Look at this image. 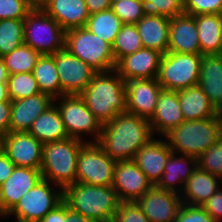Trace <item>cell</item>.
I'll list each match as a JSON object with an SVG mask.
<instances>
[{"label":"cell","mask_w":222,"mask_h":222,"mask_svg":"<svg viewBox=\"0 0 222 222\" xmlns=\"http://www.w3.org/2000/svg\"><path fill=\"white\" fill-rule=\"evenodd\" d=\"M28 133L43 144L69 138L59 109L55 104L35 119Z\"/></svg>","instance_id":"29"},{"label":"cell","mask_w":222,"mask_h":222,"mask_svg":"<svg viewBox=\"0 0 222 222\" xmlns=\"http://www.w3.org/2000/svg\"><path fill=\"white\" fill-rule=\"evenodd\" d=\"M40 222H63V201L49 211Z\"/></svg>","instance_id":"49"},{"label":"cell","mask_w":222,"mask_h":222,"mask_svg":"<svg viewBox=\"0 0 222 222\" xmlns=\"http://www.w3.org/2000/svg\"><path fill=\"white\" fill-rule=\"evenodd\" d=\"M197 167V158L172 152L156 186L181 194L185 182Z\"/></svg>","instance_id":"24"},{"label":"cell","mask_w":222,"mask_h":222,"mask_svg":"<svg viewBox=\"0 0 222 222\" xmlns=\"http://www.w3.org/2000/svg\"><path fill=\"white\" fill-rule=\"evenodd\" d=\"M183 121L185 119L179 104L178 91L162 89L155 112L149 119L153 136L164 137Z\"/></svg>","instance_id":"20"},{"label":"cell","mask_w":222,"mask_h":222,"mask_svg":"<svg viewBox=\"0 0 222 222\" xmlns=\"http://www.w3.org/2000/svg\"><path fill=\"white\" fill-rule=\"evenodd\" d=\"M201 55L222 54L221 14L196 15Z\"/></svg>","instance_id":"30"},{"label":"cell","mask_w":222,"mask_h":222,"mask_svg":"<svg viewBox=\"0 0 222 222\" xmlns=\"http://www.w3.org/2000/svg\"><path fill=\"white\" fill-rule=\"evenodd\" d=\"M112 222H150L136 202H120Z\"/></svg>","instance_id":"42"},{"label":"cell","mask_w":222,"mask_h":222,"mask_svg":"<svg viewBox=\"0 0 222 222\" xmlns=\"http://www.w3.org/2000/svg\"><path fill=\"white\" fill-rule=\"evenodd\" d=\"M162 56L156 50L143 47L121 58L115 70L124 81L157 78Z\"/></svg>","instance_id":"18"},{"label":"cell","mask_w":222,"mask_h":222,"mask_svg":"<svg viewBox=\"0 0 222 222\" xmlns=\"http://www.w3.org/2000/svg\"><path fill=\"white\" fill-rule=\"evenodd\" d=\"M2 150V137H0V151Z\"/></svg>","instance_id":"54"},{"label":"cell","mask_w":222,"mask_h":222,"mask_svg":"<svg viewBox=\"0 0 222 222\" xmlns=\"http://www.w3.org/2000/svg\"><path fill=\"white\" fill-rule=\"evenodd\" d=\"M111 9L123 24H136L144 16L141 0H121L113 2Z\"/></svg>","instance_id":"39"},{"label":"cell","mask_w":222,"mask_h":222,"mask_svg":"<svg viewBox=\"0 0 222 222\" xmlns=\"http://www.w3.org/2000/svg\"><path fill=\"white\" fill-rule=\"evenodd\" d=\"M33 8L29 0H0V20L25 19Z\"/></svg>","instance_id":"40"},{"label":"cell","mask_w":222,"mask_h":222,"mask_svg":"<svg viewBox=\"0 0 222 222\" xmlns=\"http://www.w3.org/2000/svg\"><path fill=\"white\" fill-rule=\"evenodd\" d=\"M63 222H97L67 207L63 202Z\"/></svg>","instance_id":"47"},{"label":"cell","mask_w":222,"mask_h":222,"mask_svg":"<svg viewBox=\"0 0 222 222\" xmlns=\"http://www.w3.org/2000/svg\"><path fill=\"white\" fill-rule=\"evenodd\" d=\"M1 219H2V220H3V219L5 220V219H7V218H6L5 215L0 214V220H1Z\"/></svg>","instance_id":"53"},{"label":"cell","mask_w":222,"mask_h":222,"mask_svg":"<svg viewBox=\"0 0 222 222\" xmlns=\"http://www.w3.org/2000/svg\"><path fill=\"white\" fill-rule=\"evenodd\" d=\"M175 222H215L202 206L183 203Z\"/></svg>","instance_id":"43"},{"label":"cell","mask_w":222,"mask_h":222,"mask_svg":"<svg viewBox=\"0 0 222 222\" xmlns=\"http://www.w3.org/2000/svg\"><path fill=\"white\" fill-rule=\"evenodd\" d=\"M122 25V21L110 8L91 14L85 27L92 34L97 35L112 45Z\"/></svg>","instance_id":"32"},{"label":"cell","mask_w":222,"mask_h":222,"mask_svg":"<svg viewBox=\"0 0 222 222\" xmlns=\"http://www.w3.org/2000/svg\"><path fill=\"white\" fill-rule=\"evenodd\" d=\"M143 47L156 50L163 55L168 52L170 18L144 15L137 23Z\"/></svg>","instance_id":"27"},{"label":"cell","mask_w":222,"mask_h":222,"mask_svg":"<svg viewBox=\"0 0 222 222\" xmlns=\"http://www.w3.org/2000/svg\"><path fill=\"white\" fill-rule=\"evenodd\" d=\"M202 207L215 222H222V187L208 198Z\"/></svg>","instance_id":"44"},{"label":"cell","mask_w":222,"mask_h":222,"mask_svg":"<svg viewBox=\"0 0 222 222\" xmlns=\"http://www.w3.org/2000/svg\"><path fill=\"white\" fill-rule=\"evenodd\" d=\"M9 74L7 68L5 67L3 57H0V83H7Z\"/></svg>","instance_id":"50"},{"label":"cell","mask_w":222,"mask_h":222,"mask_svg":"<svg viewBox=\"0 0 222 222\" xmlns=\"http://www.w3.org/2000/svg\"><path fill=\"white\" fill-rule=\"evenodd\" d=\"M184 13L189 15L221 14L222 0H183Z\"/></svg>","instance_id":"41"},{"label":"cell","mask_w":222,"mask_h":222,"mask_svg":"<svg viewBox=\"0 0 222 222\" xmlns=\"http://www.w3.org/2000/svg\"><path fill=\"white\" fill-rule=\"evenodd\" d=\"M32 73L41 93L48 94L53 99L61 96V84L55 66L54 54L41 55L37 59Z\"/></svg>","instance_id":"31"},{"label":"cell","mask_w":222,"mask_h":222,"mask_svg":"<svg viewBox=\"0 0 222 222\" xmlns=\"http://www.w3.org/2000/svg\"><path fill=\"white\" fill-rule=\"evenodd\" d=\"M11 115V101L0 102V137H4L9 132Z\"/></svg>","instance_id":"45"},{"label":"cell","mask_w":222,"mask_h":222,"mask_svg":"<svg viewBox=\"0 0 222 222\" xmlns=\"http://www.w3.org/2000/svg\"><path fill=\"white\" fill-rule=\"evenodd\" d=\"M153 184L133 160L117 161L112 187L120 202H136Z\"/></svg>","instance_id":"14"},{"label":"cell","mask_w":222,"mask_h":222,"mask_svg":"<svg viewBox=\"0 0 222 222\" xmlns=\"http://www.w3.org/2000/svg\"><path fill=\"white\" fill-rule=\"evenodd\" d=\"M89 14L102 12L111 8L110 0H85Z\"/></svg>","instance_id":"48"},{"label":"cell","mask_w":222,"mask_h":222,"mask_svg":"<svg viewBox=\"0 0 222 222\" xmlns=\"http://www.w3.org/2000/svg\"><path fill=\"white\" fill-rule=\"evenodd\" d=\"M85 142L67 138L43 145L41 174L42 178L62 189L76 183V165L81 146Z\"/></svg>","instance_id":"5"},{"label":"cell","mask_w":222,"mask_h":222,"mask_svg":"<svg viewBox=\"0 0 222 222\" xmlns=\"http://www.w3.org/2000/svg\"><path fill=\"white\" fill-rule=\"evenodd\" d=\"M150 222H175L182 206L180 194L153 185L136 201Z\"/></svg>","instance_id":"15"},{"label":"cell","mask_w":222,"mask_h":222,"mask_svg":"<svg viewBox=\"0 0 222 222\" xmlns=\"http://www.w3.org/2000/svg\"><path fill=\"white\" fill-rule=\"evenodd\" d=\"M11 101L8 93L7 83H0V102Z\"/></svg>","instance_id":"51"},{"label":"cell","mask_w":222,"mask_h":222,"mask_svg":"<svg viewBox=\"0 0 222 222\" xmlns=\"http://www.w3.org/2000/svg\"><path fill=\"white\" fill-rule=\"evenodd\" d=\"M41 55L32 47L23 43L3 57L8 74L33 72L37 59Z\"/></svg>","instance_id":"33"},{"label":"cell","mask_w":222,"mask_h":222,"mask_svg":"<svg viewBox=\"0 0 222 222\" xmlns=\"http://www.w3.org/2000/svg\"><path fill=\"white\" fill-rule=\"evenodd\" d=\"M62 200L63 189L42 178L23 195L17 205L6 215V218L8 220L12 217L15 222H40Z\"/></svg>","instance_id":"9"},{"label":"cell","mask_w":222,"mask_h":222,"mask_svg":"<svg viewBox=\"0 0 222 222\" xmlns=\"http://www.w3.org/2000/svg\"><path fill=\"white\" fill-rule=\"evenodd\" d=\"M141 48H143V44L136 24H123L112 44L115 63Z\"/></svg>","instance_id":"34"},{"label":"cell","mask_w":222,"mask_h":222,"mask_svg":"<svg viewBox=\"0 0 222 222\" xmlns=\"http://www.w3.org/2000/svg\"><path fill=\"white\" fill-rule=\"evenodd\" d=\"M153 137L148 119L124 112L102 125L97 143L112 159L124 161L133 160L136 152Z\"/></svg>","instance_id":"1"},{"label":"cell","mask_w":222,"mask_h":222,"mask_svg":"<svg viewBox=\"0 0 222 222\" xmlns=\"http://www.w3.org/2000/svg\"><path fill=\"white\" fill-rule=\"evenodd\" d=\"M54 61L60 79L61 96L80 95L96 73L66 48L54 53Z\"/></svg>","instance_id":"12"},{"label":"cell","mask_w":222,"mask_h":222,"mask_svg":"<svg viewBox=\"0 0 222 222\" xmlns=\"http://www.w3.org/2000/svg\"><path fill=\"white\" fill-rule=\"evenodd\" d=\"M80 97L101 125L126 112L125 81L115 69L96 72Z\"/></svg>","instance_id":"2"},{"label":"cell","mask_w":222,"mask_h":222,"mask_svg":"<svg viewBox=\"0 0 222 222\" xmlns=\"http://www.w3.org/2000/svg\"><path fill=\"white\" fill-rule=\"evenodd\" d=\"M116 162L97 142H85L77 158L76 182L112 186Z\"/></svg>","instance_id":"11"},{"label":"cell","mask_w":222,"mask_h":222,"mask_svg":"<svg viewBox=\"0 0 222 222\" xmlns=\"http://www.w3.org/2000/svg\"><path fill=\"white\" fill-rule=\"evenodd\" d=\"M24 43V19L0 20V57Z\"/></svg>","instance_id":"35"},{"label":"cell","mask_w":222,"mask_h":222,"mask_svg":"<svg viewBox=\"0 0 222 222\" xmlns=\"http://www.w3.org/2000/svg\"><path fill=\"white\" fill-rule=\"evenodd\" d=\"M144 15L172 18L184 13L183 0H141Z\"/></svg>","instance_id":"37"},{"label":"cell","mask_w":222,"mask_h":222,"mask_svg":"<svg viewBox=\"0 0 222 222\" xmlns=\"http://www.w3.org/2000/svg\"><path fill=\"white\" fill-rule=\"evenodd\" d=\"M54 104L59 109L70 138H76L84 142H97L99 140L102 125L87 108L80 95L60 96L54 99ZM86 137H89L90 140Z\"/></svg>","instance_id":"8"},{"label":"cell","mask_w":222,"mask_h":222,"mask_svg":"<svg viewBox=\"0 0 222 222\" xmlns=\"http://www.w3.org/2000/svg\"><path fill=\"white\" fill-rule=\"evenodd\" d=\"M222 136L220 113L215 117L185 120L164 136L171 150L198 158Z\"/></svg>","instance_id":"4"},{"label":"cell","mask_w":222,"mask_h":222,"mask_svg":"<svg viewBox=\"0 0 222 222\" xmlns=\"http://www.w3.org/2000/svg\"><path fill=\"white\" fill-rule=\"evenodd\" d=\"M222 187V179L197 167L185 182L180 194L183 203L202 204Z\"/></svg>","instance_id":"25"},{"label":"cell","mask_w":222,"mask_h":222,"mask_svg":"<svg viewBox=\"0 0 222 222\" xmlns=\"http://www.w3.org/2000/svg\"><path fill=\"white\" fill-rule=\"evenodd\" d=\"M111 1V3H113V2H117V1H121V0H110Z\"/></svg>","instance_id":"55"},{"label":"cell","mask_w":222,"mask_h":222,"mask_svg":"<svg viewBox=\"0 0 222 222\" xmlns=\"http://www.w3.org/2000/svg\"><path fill=\"white\" fill-rule=\"evenodd\" d=\"M7 86L11 101L41 93L32 72L9 75Z\"/></svg>","instance_id":"36"},{"label":"cell","mask_w":222,"mask_h":222,"mask_svg":"<svg viewBox=\"0 0 222 222\" xmlns=\"http://www.w3.org/2000/svg\"><path fill=\"white\" fill-rule=\"evenodd\" d=\"M48 0H29L30 4L33 7H41L45 2H47Z\"/></svg>","instance_id":"52"},{"label":"cell","mask_w":222,"mask_h":222,"mask_svg":"<svg viewBox=\"0 0 222 222\" xmlns=\"http://www.w3.org/2000/svg\"><path fill=\"white\" fill-rule=\"evenodd\" d=\"M172 152L164 137L154 136L136 152L133 161L147 179L156 185L164 173L167 160Z\"/></svg>","instance_id":"19"},{"label":"cell","mask_w":222,"mask_h":222,"mask_svg":"<svg viewBox=\"0 0 222 222\" xmlns=\"http://www.w3.org/2000/svg\"><path fill=\"white\" fill-rule=\"evenodd\" d=\"M15 164L1 150L0 151V186L11 176Z\"/></svg>","instance_id":"46"},{"label":"cell","mask_w":222,"mask_h":222,"mask_svg":"<svg viewBox=\"0 0 222 222\" xmlns=\"http://www.w3.org/2000/svg\"><path fill=\"white\" fill-rule=\"evenodd\" d=\"M41 8L65 31L85 27L90 16L85 0H48Z\"/></svg>","instance_id":"23"},{"label":"cell","mask_w":222,"mask_h":222,"mask_svg":"<svg viewBox=\"0 0 222 222\" xmlns=\"http://www.w3.org/2000/svg\"><path fill=\"white\" fill-rule=\"evenodd\" d=\"M168 52L201 55L198 29L193 15L183 13L170 18Z\"/></svg>","instance_id":"22"},{"label":"cell","mask_w":222,"mask_h":222,"mask_svg":"<svg viewBox=\"0 0 222 222\" xmlns=\"http://www.w3.org/2000/svg\"><path fill=\"white\" fill-rule=\"evenodd\" d=\"M203 55L167 52L162 56L157 81L163 89L179 91L199 84Z\"/></svg>","instance_id":"10"},{"label":"cell","mask_w":222,"mask_h":222,"mask_svg":"<svg viewBox=\"0 0 222 222\" xmlns=\"http://www.w3.org/2000/svg\"><path fill=\"white\" fill-rule=\"evenodd\" d=\"M65 48L96 72L115 69L112 45L92 34L86 27L66 31Z\"/></svg>","instance_id":"7"},{"label":"cell","mask_w":222,"mask_h":222,"mask_svg":"<svg viewBox=\"0 0 222 222\" xmlns=\"http://www.w3.org/2000/svg\"><path fill=\"white\" fill-rule=\"evenodd\" d=\"M43 145L28 132H8L2 138V151L17 167L40 170Z\"/></svg>","instance_id":"13"},{"label":"cell","mask_w":222,"mask_h":222,"mask_svg":"<svg viewBox=\"0 0 222 222\" xmlns=\"http://www.w3.org/2000/svg\"><path fill=\"white\" fill-rule=\"evenodd\" d=\"M66 31L41 7H34L24 19V43L40 55H53L65 48Z\"/></svg>","instance_id":"6"},{"label":"cell","mask_w":222,"mask_h":222,"mask_svg":"<svg viewBox=\"0 0 222 222\" xmlns=\"http://www.w3.org/2000/svg\"><path fill=\"white\" fill-rule=\"evenodd\" d=\"M197 165L222 179V136L197 158Z\"/></svg>","instance_id":"38"},{"label":"cell","mask_w":222,"mask_h":222,"mask_svg":"<svg viewBox=\"0 0 222 222\" xmlns=\"http://www.w3.org/2000/svg\"><path fill=\"white\" fill-rule=\"evenodd\" d=\"M126 112L150 119L163 89L156 78L125 81Z\"/></svg>","instance_id":"16"},{"label":"cell","mask_w":222,"mask_h":222,"mask_svg":"<svg viewBox=\"0 0 222 222\" xmlns=\"http://www.w3.org/2000/svg\"><path fill=\"white\" fill-rule=\"evenodd\" d=\"M69 209L97 222H112L120 200L112 186L74 183L63 188Z\"/></svg>","instance_id":"3"},{"label":"cell","mask_w":222,"mask_h":222,"mask_svg":"<svg viewBox=\"0 0 222 222\" xmlns=\"http://www.w3.org/2000/svg\"><path fill=\"white\" fill-rule=\"evenodd\" d=\"M53 104L54 99L45 93L11 101L9 132H28L35 119Z\"/></svg>","instance_id":"21"},{"label":"cell","mask_w":222,"mask_h":222,"mask_svg":"<svg viewBox=\"0 0 222 222\" xmlns=\"http://www.w3.org/2000/svg\"><path fill=\"white\" fill-rule=\"evenodd\" d=\"M178 98L185 120L207 119L219 114L199 85L179 90Z\"/></svg>","instance_id":"28"},{"label":"cell","mask_w":222,"mask_h":222,"mask_svg":"<svg viewBox=\"0 0 222 222\" xmlns=\"http://www.w3.org/2000/svg\"><path fill=\"white\" fill-rule=\"evenodd\" d=\"M198 85L219 110L222 107V54L202 56Z\"/></svg>","instance_id":"26"},{"label":"cell","mask_w":222,"mask_h":222,"mask_svg":"<svg viewBox=\"0 0 222 222\" xmlns=\"http://www.w3.org/2000/svg\"><path fill=\"white\" fill-rule=\"evenodd\" d=\"M41 179L39 169L15 166L11 176L0 186V214L6 216Z\"/></svg>","instance_id":"17"}]
</instances>
